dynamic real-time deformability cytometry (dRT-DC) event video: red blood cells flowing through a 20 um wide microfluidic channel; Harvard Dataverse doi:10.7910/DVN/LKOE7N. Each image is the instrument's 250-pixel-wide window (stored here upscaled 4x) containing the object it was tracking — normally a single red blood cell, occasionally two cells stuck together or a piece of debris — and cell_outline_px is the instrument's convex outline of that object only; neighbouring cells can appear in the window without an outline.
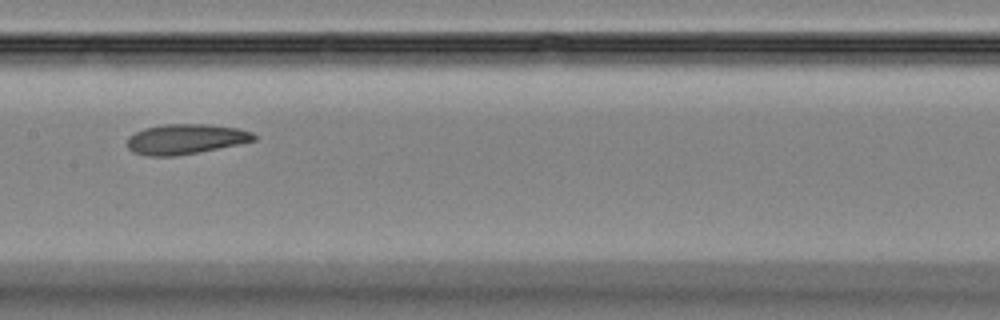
{"species": "Egyptian fruit bat (a non-hibernating species)", "species_latin": "Rousettus aegyptiacus", "temperature_condition": "room temperature", "stored_images_in_passage": 7, "camera_frame_rate_fps": 3000, "um_per_image_px": 0.085, "animal": {"sex": "female"}, "frame": {"image": 1, "passage_image": 7, "time_ms": 8.0, "image_size_px": [1000, 320], "cell_outline_px": [[256, 140], [200, 152], [176, 156], [144, 156], [132, 152], [128, 148], [128, 136], [144, 128], [160, 124], [208, 124], [236, 128], [252, 132], [256, 136]], "centroid_in_image_um": [15.73, 11.82], "position_along_channel_um": 191.7, "area_um2": 22.31}}